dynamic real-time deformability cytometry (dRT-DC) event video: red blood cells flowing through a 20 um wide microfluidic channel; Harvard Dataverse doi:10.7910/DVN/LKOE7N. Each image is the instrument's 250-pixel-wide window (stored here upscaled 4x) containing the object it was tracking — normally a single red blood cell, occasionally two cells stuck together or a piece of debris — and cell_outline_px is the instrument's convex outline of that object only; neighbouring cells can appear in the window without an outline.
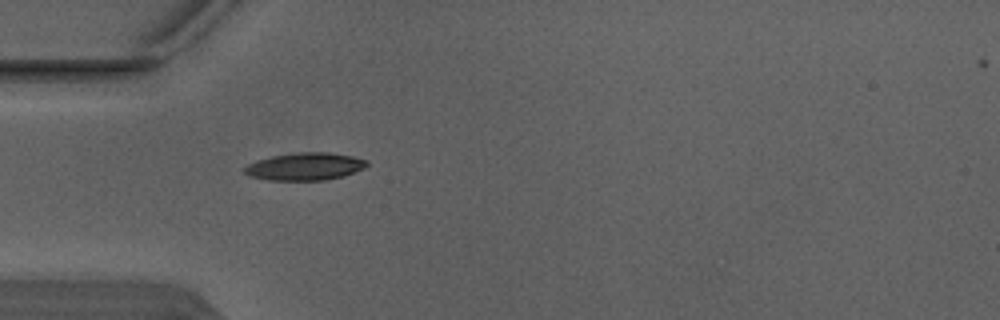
{"species": "Egyptian fruit bat (a non-hibernating species)", "species_latin": "Rousettus aegyptiacus", "temperature_condition": "warm", "stored_images_in_passage": 1, "camera_frame_rate_fps": 3000, "um_per_image_px": 0.085, "animal": {"sex": "male"}, "frame": {"image": 1, "passage_image": 1, "time_ms": 0.0, "image_size_px": [1000, 320], "cell_outline_px": [[368, 164], [364, 168], [344, 176], [324, 180], [268, 180], [252, 176], [244, 172], [244, 168], [248, 164], [256, 160], [272, 156], [300, 152], [328, 152], [352, 156], [368, 160]], "centroid_in_image_um": [25.94, 14.15], "position_along_channel_um": 59.1, "area_um2": 19.54}}